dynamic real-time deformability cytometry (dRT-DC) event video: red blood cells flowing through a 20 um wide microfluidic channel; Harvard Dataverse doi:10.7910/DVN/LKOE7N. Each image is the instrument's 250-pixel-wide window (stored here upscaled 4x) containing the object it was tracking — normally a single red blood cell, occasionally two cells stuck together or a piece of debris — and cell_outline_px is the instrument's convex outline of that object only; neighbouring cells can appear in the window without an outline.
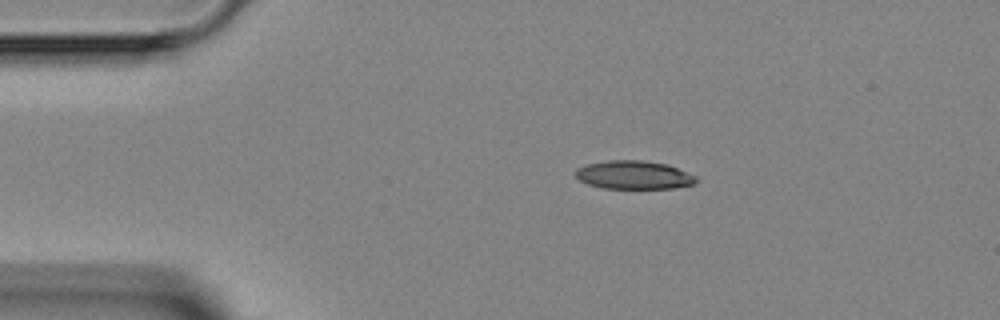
{"species": "Egyptian fruit bat (a non-hibernating species)", "species_latin": "Rousettus aegyptiacus", "temperature_condition": "room temperature", "stored_images_in_passage": 4, "camera_frame_rate_fps": 3000, "um_per_image_px": 0.085, "animal": {"sex": "female"}, "frame": {"image": 1, "passage_image": 3, "time_ms": 2.333, "image_size_px": [1000, 320], "cell_outline_px": [[696, 180], [692, 184], [672, 188], [604, 188], [588, 184], [580, 180], [576, 176], [576, 168], [588, 164], [608, 160], [644, 160], [668, 164], [696, 176]], "centroid_in_image_um": [53.86, 14.86], "position_along_channel_um": 31.1, "area_um2": 19.77}}